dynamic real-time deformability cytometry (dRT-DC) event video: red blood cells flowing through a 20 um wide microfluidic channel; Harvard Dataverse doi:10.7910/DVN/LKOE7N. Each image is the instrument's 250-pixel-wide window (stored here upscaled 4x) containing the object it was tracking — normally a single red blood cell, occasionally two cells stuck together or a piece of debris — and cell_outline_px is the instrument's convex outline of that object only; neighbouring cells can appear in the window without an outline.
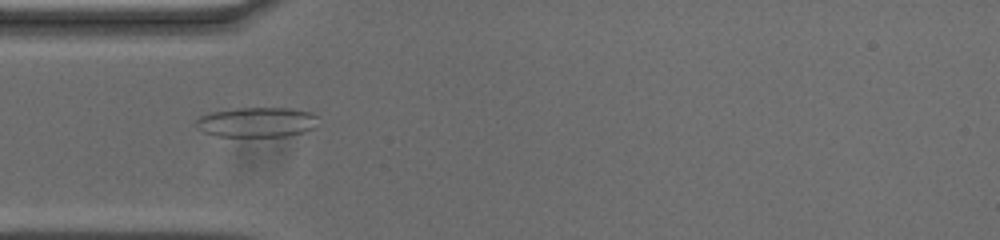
{"species": "common noctule bat (a hibernating species)", "species_latin": "Nyctalus noctula", "temperature_condition": "cold", "stored_images_in_passage": 54, "camera_frame_rate_fps": 3000, "um_per_image_px": 0.085, "animal": {"sex": "male", "body_mass_g": 20.0, "forearm_length_mm": 53.3}, "frame": {"image": 1, "passage_image": 15, "time_ms": 4.667, "image_size_px": [1000, 240], "cell_outline_px": [[320, 116], [312, 128], [304, 132], [284, 136], [216, 136], [204, 132], [196, 128], [196, 120], [200, 116], [212, 112], [236, 108], [292, 108], [312, 112]], "centroid_in_image_um": [21.84, 10.38], "position_along_channel_um": 63.2, "area_um2": 21.33}}
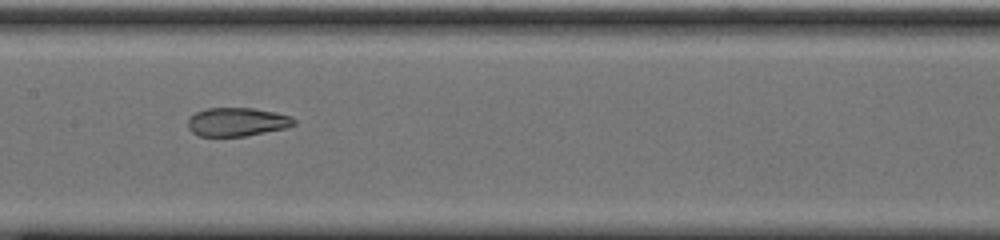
{"frame": {"image": 2, "passage_image": 25, "time_ms": 8.0, "image_size_px": [1000, 240], "cell_outline_px": [[296, 124], [288, 128], [244, 136], [200, 136], [192, 132], [188, 128], [188, 116], [196, 112], [208, 108], [252, 108], [276, 112], [292, 116], [296, 120]], "centroid_in_image_um": [20.17, 10.36], "position_along_channel_um": 187.2, "area_um2": 17.86}}
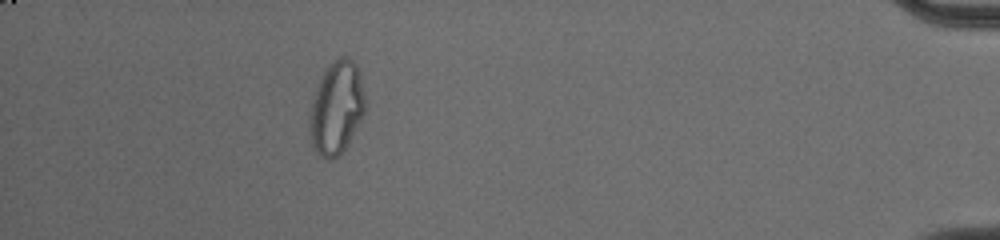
{"frame": {"image": 3, "passage_image": 48, "time_ms": 15.667, "image_size_px": [1000, 240], "cell_outline_px": [[368, 104], [348, 144], [332, 160], [328, 160], [320, 156], [312, 148], [308, 132], [308, 112], [320, 76], [340, 56], [348, 56], [356, 64], [360, 72]], "centroid_in_image_um": [28.59, 9.18], "position_along_channel_um": 406.6, "area_um2": 30.63}, "authors_computed_cell_mechanics": {"area_um2": 21.6461, "velocity_mm_per_s": 3.7013, "shape_relaxation_time_tau1_ms": null, "shape_relaxation_time_tau2_ms": 1.2314, "deformation_change_tau1": null, "deformation_change_tau2": 0.0712}}